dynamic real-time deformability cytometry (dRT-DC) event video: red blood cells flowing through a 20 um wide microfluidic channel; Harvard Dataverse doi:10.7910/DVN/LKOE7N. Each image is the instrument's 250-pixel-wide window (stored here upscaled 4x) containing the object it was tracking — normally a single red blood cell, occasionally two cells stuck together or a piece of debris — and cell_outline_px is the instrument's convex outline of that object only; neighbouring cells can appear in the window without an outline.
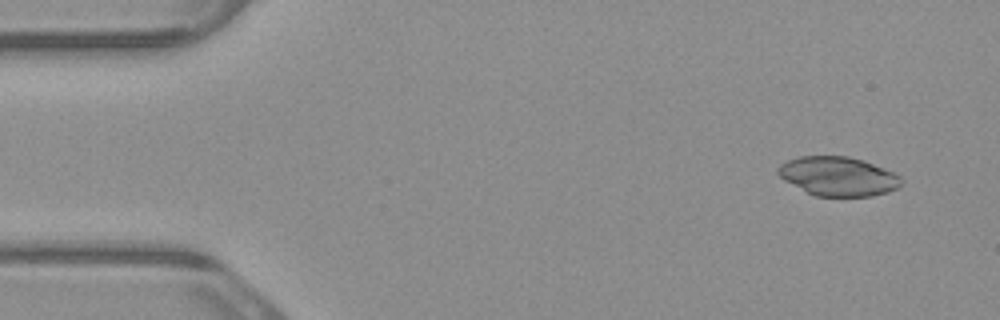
{"species": "common noctule bat (a hibernating species)", "species_latin": "Nyctalus noctula", "temperature_condition": "warm", "stored_images_in_passage": 4, "camera_frame_rate_fps": 3000, "um_per_image_px": 0.085, "animal": {"sex": "male", "body_mass_g": 23.1, "forearm_length_mm": 52.7}, "frame": {"image": 1, "passage_image": 1, "time_ms": 0.0, "image_size_px": [1000, 320], "cell_outline_px": [[904, 180], [896, 188], [888, 192], [872, 196], [816, 196], [784, 180], [776, 172], [776, 168], [780, 164], [788, 160], [800, 156], [848, 156], [864, 160], [892, 172], [900, 176]], "centroid_in_image_um": [71.23, 14.98], "position_along_channel_um": 13.8, "area_um2": 27.98}}